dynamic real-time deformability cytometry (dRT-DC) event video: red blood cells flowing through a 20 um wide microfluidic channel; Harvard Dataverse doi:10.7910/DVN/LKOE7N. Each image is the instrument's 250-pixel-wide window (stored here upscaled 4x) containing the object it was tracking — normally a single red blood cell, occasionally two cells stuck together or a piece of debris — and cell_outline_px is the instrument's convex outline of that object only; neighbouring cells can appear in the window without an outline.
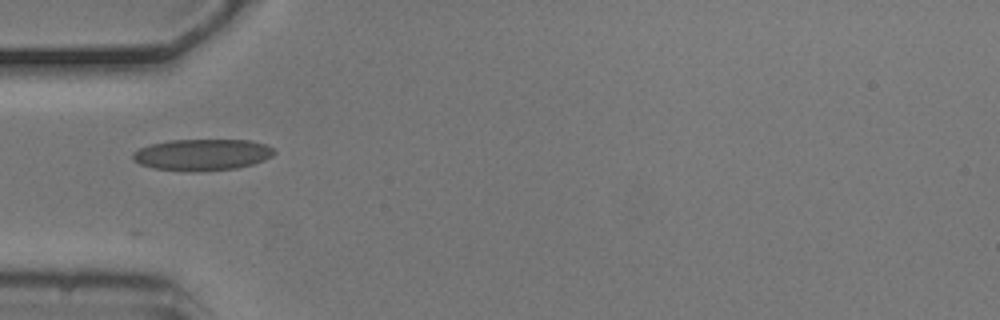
{"species": "common noctule bat (a hibernating species)", "species_latin": "Nyctalus noctula", "temperature_condition": "cold", "stored_images_in_passage": 3, "camera_frame_rate_fps": 3000, "um_per_image_px": 0.085, "animal": {"sex": "male", "body_mass_g": 20.5, "forearm_length_mm": 52.5}, "frame": {"image": 1, "passage_image": 1, "time_ms": 0.0, "image_size_px": [1000, 320], "cell_outline_px": [[276, 152], [272, 156], [264, 160], [252, 164], [236, 168], [196, 172], [184, 172], [152, 168], [140, 164], [132, 160], [132, 152], [140, 148], [152, 144], [172, 140], [252, 140], [264, 144], [272, 148]], "centroid_in_image_um": [17.16, 13.16], "position_along_channel_um": 67.8, "area_um2": 26.07}}
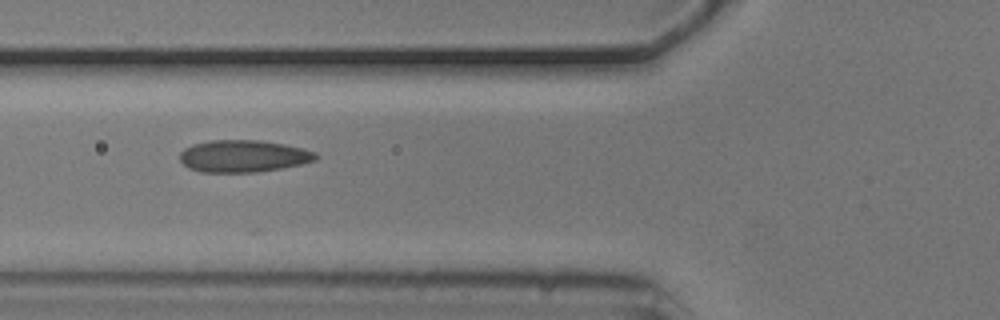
{"frame": {"image": 2, "passage_image": 2, "time_ms": 0.333, "image_size_px": [1000, 320], "cell_outline_px": [[320, 156], [316, 160], [300, 164], [280, 168], [256, 172], [200, 172], [188, 168], [180, 160], [180, 152], [184, 148], [192, 144], [212, 140], [260, 140], [284, 144], [304, 148], [316, 152]], "centroid_in_image_um": [20.69, 13.26], "position_along_channel_um": 105.1, "area_um2": 25.55}}
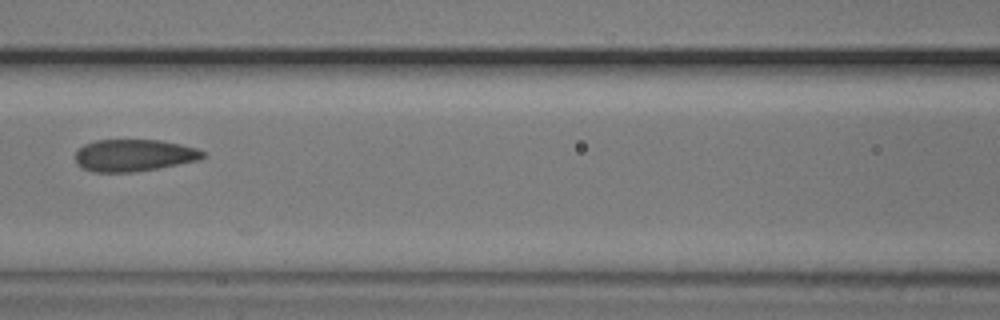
{"frame": {"image": 3, "passage_image": 3, "time_ms": 0.667, "image_size_px": [1000, 320], "cell_outline_px": [[208, 156], [200, 160], [136, 172], [92, 172], [76, 164], [76, 152], [84, 144], [96, 140], [160, 140], [180, 144], [196, 148], [204, 152]], "centroid_in_image_um": [11.4, 13.2], "position_along_channel_um": 155.2, "area_um2": 23.87}}